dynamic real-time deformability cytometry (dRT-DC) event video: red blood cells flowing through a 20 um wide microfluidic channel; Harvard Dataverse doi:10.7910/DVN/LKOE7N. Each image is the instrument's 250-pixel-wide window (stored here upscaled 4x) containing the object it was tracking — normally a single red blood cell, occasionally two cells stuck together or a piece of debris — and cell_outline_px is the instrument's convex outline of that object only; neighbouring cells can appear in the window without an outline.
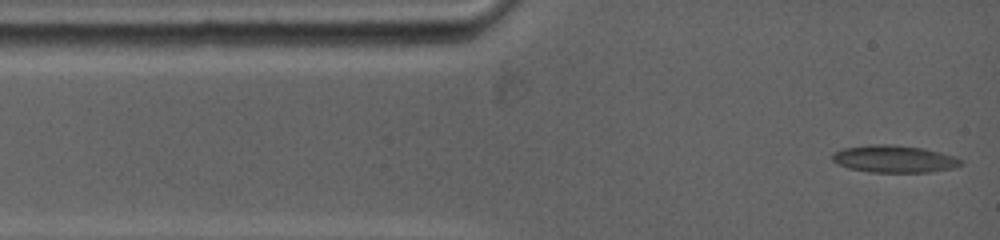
{"species": "common noctule bat (a hibernating species)", "species_latin": "Nyctalus noctula", "temperature_condition": "warm", "stored_images_in_passage": 55, "camera_frame_rate_fps": 5000, "um_per_image_px": 0.085, "animal": {"sex": "female", "body_mass_g": 19.0, "forearm_length_mm": 53.3}, "frame": {"image": 1, "passage_image": 1, "time_ms": 0.0, "image_size_px": [1000, 240], "cell_outline_px": [[964, 160], [960, 164], [952, 168], [928, 172], [872, 172], [848, 168], [832, 160], [832, 152], [844, 148], [876, 144], [892, 144], [924, 148], [956, 156]], "centroid_in_image_um": [76.02, 13.5], "position_along_channel_um": 9.0, "area_um2": 20.35}}
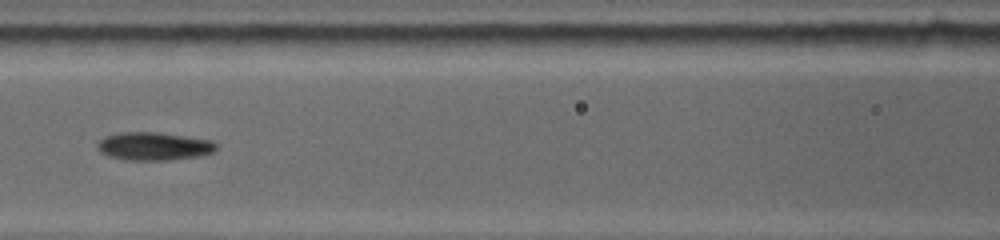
{"frame": {"image": 2, "passage_image": 14, "time_ms": 4.8, "image_size_px": [1000, 240], "cell_outline_px": [[216, 148], [212, 152], [200, 156], [168, 160], [128, 160], [108, 156], [100, 152], [96, 148], [96, 144], [104, 136], [120, 132], [160, 132], [212, 140], [216, 144]], "centroid_in_image_um": [13.05, 12.42], "position_along_channel_um": 153.6, "area_um2": 19.59}}
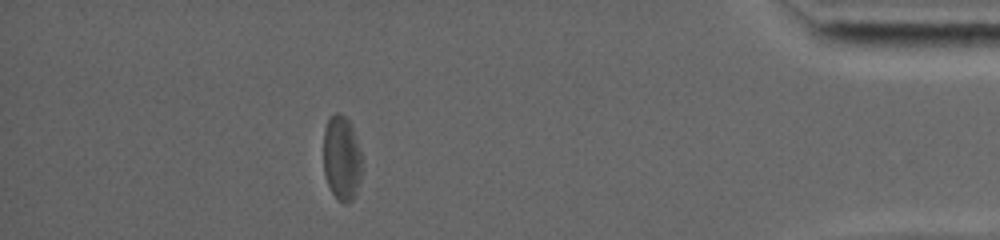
{"frame": {"image": 3, "passage_image": 35, "time_ms": 12.8, "image_size_px": [1000, 240], "cell_outline_px": [[360, 176], [356, 192], [352, 200], [348, 204], [344, 204], [332, 192], [328, 184], [324, 172], [324, 128], [328, 120], [336, 112], [340, 112], [348, 120], [352, 128], [360, 152]], "centroid_in_image_um": [29.02, 13.44], "position_along_channel_um": 406.2, "area_um2": 18.55}, "authors_computed_cell_mechanics": {"area_um2": 19.5364, "velocity_mm_per_s": 3.8681, "shape_relaxation_time_tau1_ms": 6.7539, "shape_relaxation_time_tau2_ms": 4.4763, "deformation_change_tau1": 0.158, "deformation_change_tau2": 0.1021}}